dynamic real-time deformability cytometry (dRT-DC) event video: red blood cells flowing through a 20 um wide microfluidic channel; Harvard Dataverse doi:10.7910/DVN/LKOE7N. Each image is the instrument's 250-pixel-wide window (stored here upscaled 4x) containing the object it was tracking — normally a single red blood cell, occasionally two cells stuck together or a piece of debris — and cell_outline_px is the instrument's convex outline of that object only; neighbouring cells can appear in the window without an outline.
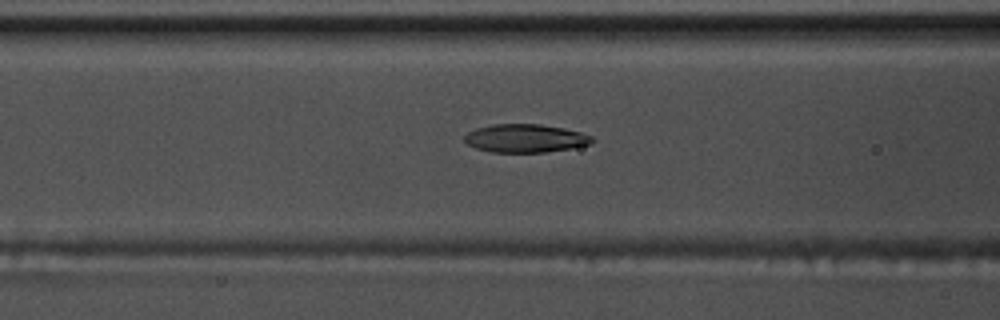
{"species": "common noctule bat (a hibernating species)", "species_latin": "Nyctalus noctula", "temperature_condition": "warm", "stored_images_in_passage": 47, "camera_frame_rate_fps": 3000, "um_per_image_px": 0.085, "animal": {"sex": "male", "body_mass_g": 17.5, "forearm_length_mm": 52.3}, "frame": {"image": 1, "passage_image": 14, "time_ms": 4.333, "image_size_px": [1000, 320], "cell_outline_px": [[596, 140], [592, 144], [572, 148], [544, 152], [492, 152], [476, 148], [468, 144], [464, 140], [464, 136], [468, 132], [476, 128], [492, 124], [540, 124], [564, 128], [580, 132], [592, 136]], "centroid_in_image_um": [44.68, 11.75], "position_along_channel_um": 121.9, "area_um2": 21.1}}
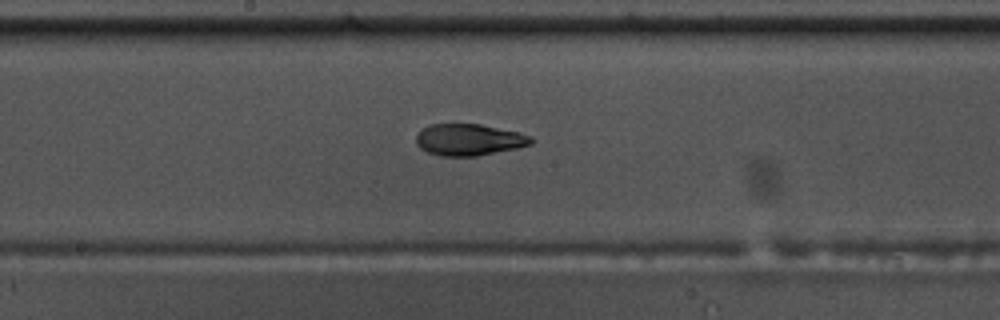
{"frame": {"image": 2, "passage_image": 21, "time_ms": 6.667, "image_size_px": [1000, 320], "cell_outline_px": [[536, 140], [532, 144], [516, 148], [476, 156], [440, 156], [428, 152], [420, 148], [416, 144], [416, 136], [428, 124], [480, 124], [520, 132], [532, 136]], "centroid_in_image_um": [39.9, 11.87], "position_along_channel_um": 208.3, "area_um2": 21.27}}
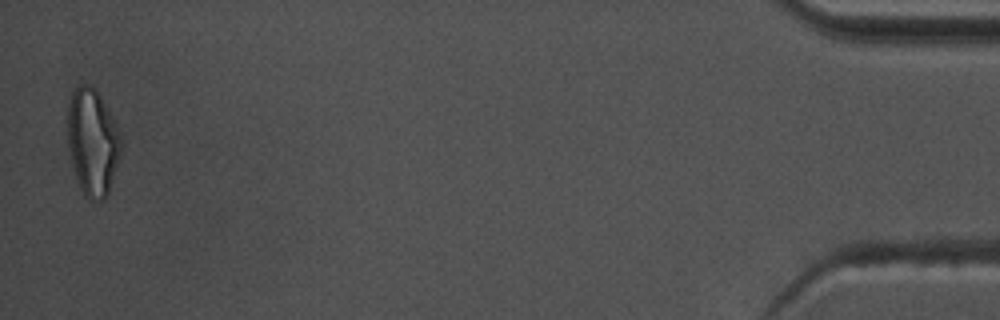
{"frame": {"image": 3, "passage_image": 46, "time_ms": 15.0, "image_size_px": [1000, 320], "cell_outline_px": [[120, 156], [108, 192], [104, 200], [88, 200], [84, 196], [76, 180], [68, 144], [68, 104], [72, 92], [80, 84], [88, 84], [100, 96], [120, 136]], "centroid_in_image_um": [7.83, 12.13], "position_along_channel_um": 427.4, "area_um2": 32.48}, "authors_computed_cell_mechanics": {"area_um2": 21.6172, "velocity_mm_per_s": 3.7119, "shape_relaxation_time_tau1_ms": 6.6706, "shape_relaxation_time_tau2_ms": 2.3051, "deformation_change_tau1": 0.2085, "deformation_change_tau2": 0.0927}}